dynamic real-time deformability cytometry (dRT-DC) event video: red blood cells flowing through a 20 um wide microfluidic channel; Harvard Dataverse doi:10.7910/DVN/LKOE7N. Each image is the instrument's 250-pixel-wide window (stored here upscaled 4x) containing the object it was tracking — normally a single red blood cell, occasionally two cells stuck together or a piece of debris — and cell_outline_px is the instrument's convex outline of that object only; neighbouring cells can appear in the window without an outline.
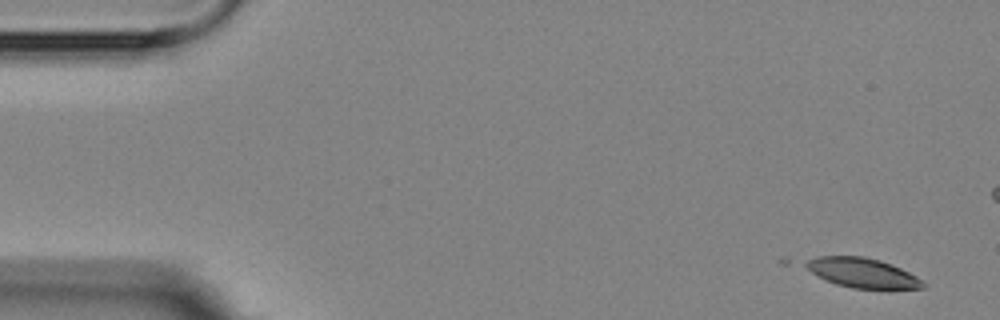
{"species": "Egyptian fruit bat (a non-hibernating species)", "species_latin": "Rousettus aegyptiacus", "temperature_condition": "room temperature", "stored_images_in_passage": 6, "camera_frame_rate_fps": 3000, "um_per_image_px": 0.085, "animal": {"sex": "female"}, "frame": {"image": 1, "passage_image": 1, "time_ms": 0.0, "image_size_px": [1000, 320], "cell_outline_px": [[928, 284], [924, 288], [888, 292], [852, 288], [836, 284], [824, 280], [780, 264], [776, 260], [784, 256], [864, 256], [880, 260], [892, 264], [916, 276]], "centroid_in_image_um": [72.72, 23.15], "position_along_channel_um": 12.3, "area_um2": 24.16}}
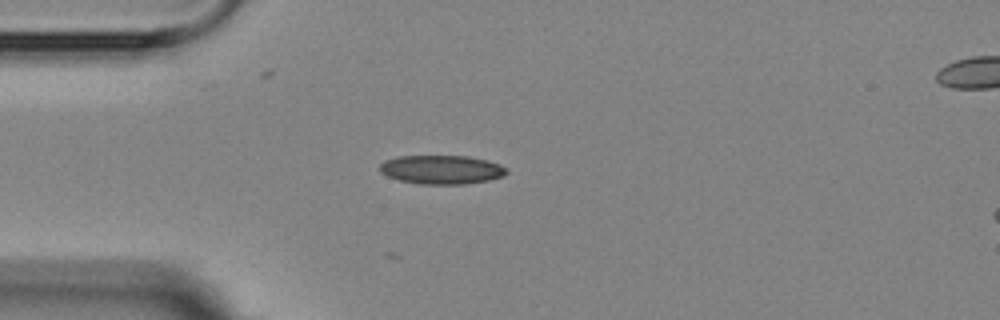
{"frame": {"image": 2, "passage_image": 6, "time_ms": 6.333, "image_size_px": [1000, 320], "cell_outline_px": [[508, 172], [504, 176], [488, 180], [464, 184], [420, 184], [400, 180], [388, 176], [380, 172], [380, 164], [384, 160], [396, 156], [468, 156], [488, 160], [500, 164]], "centroid_in_image_um": [37.53, 14.41], "position_along_channel_um": 47.5, "area_um2": 21.33}}